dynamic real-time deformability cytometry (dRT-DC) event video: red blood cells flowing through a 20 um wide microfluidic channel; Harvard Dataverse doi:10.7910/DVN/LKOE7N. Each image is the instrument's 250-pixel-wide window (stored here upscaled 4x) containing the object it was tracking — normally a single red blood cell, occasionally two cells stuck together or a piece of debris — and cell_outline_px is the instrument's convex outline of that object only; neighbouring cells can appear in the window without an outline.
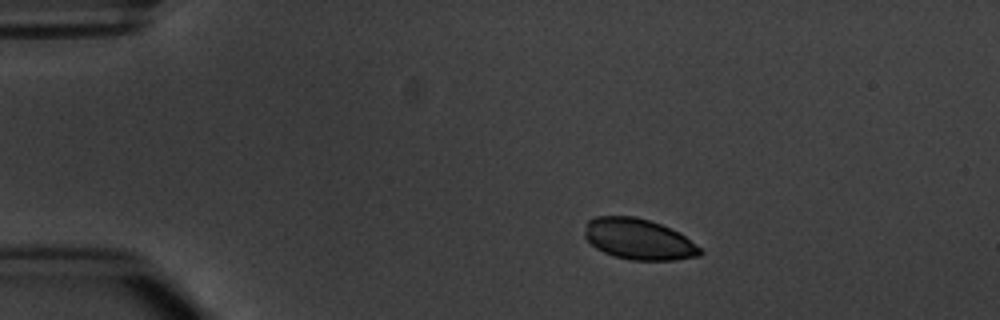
{"species": "common noctule bat (a hibernating species)", "species_latin": "Nyctalus noctula", "temperature_condition": "warm", "stored_images_in_passage": 13, "camera_frame_rate_fps": 3000, "um_per_image_px": 0.085, "animal": {"sex": "male", "body_mass_g": 20.1, "forearm_length_mm": 53.5}, "frame": {"image": 1, "passage_image": 1, "time_ms": 0.0, "image_size_px": [1000, 320], "cell_outline_px": [[704, 252], [700, 256], [676, 260], [632, 260], [616, 256], [604, 252], [596, 248], [584, 236], [584, 232], [588, 220], [596, 216], [636, 216], [660, 224], [680, 232], [700, 248]], "centroid_in_image_um": [54.3, 20.33], "position_along_channel_um": 30.7, "area_um2": 27.46}}
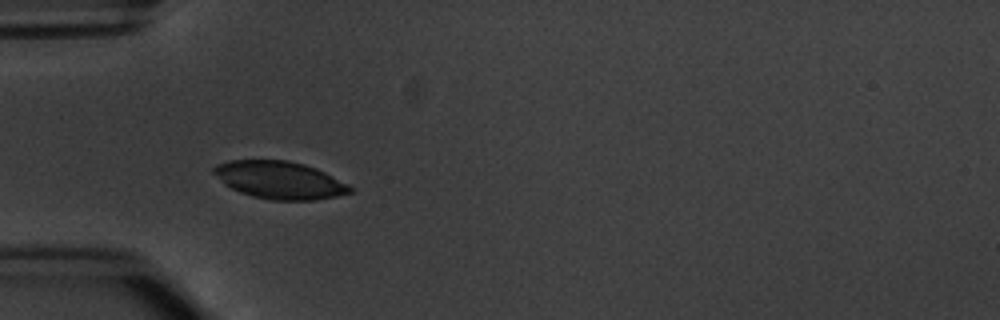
{"frame": {"image": 2, "passage_image": 3, "time_ms": 2.333, "image_size_px": [1000, 320], "cell_outline_px": [[356, 188], [352, 192], [336, 196], [316, 200], [272, 200], [252, 196], [240, 192], [224, 184], [212, 172], [212, 168], [216, 164], [228, 160], [288, 160], [304, 164], [316, 168]], "centroid_in_image_um": [23.77, 15.3], "position_along_channel_um": 61.2, "area_um2": 29.94}}
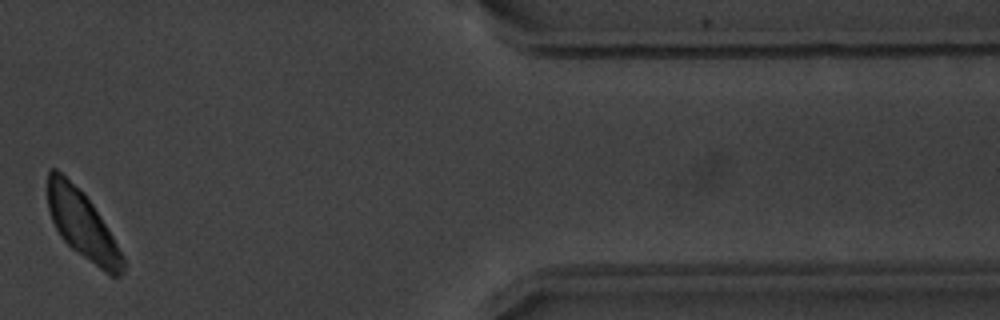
{"frame": {"image": 3, "passage_image": 11, "time_ms": 12.667, "image_size_px": [1000, 320], "cell_outline_px": [[124, 272], [120, 276], [112, 276], [100, 268], [72, 248], [60, 236], [52, 220], [48, 208], [48, 168], [56, 168], [84, 192], [100, 216], [124, 256]], "centroid_in_image_um": [6.99, 19.07], "position_along_channel_um": 404.4, "area_um2": 29.36}}